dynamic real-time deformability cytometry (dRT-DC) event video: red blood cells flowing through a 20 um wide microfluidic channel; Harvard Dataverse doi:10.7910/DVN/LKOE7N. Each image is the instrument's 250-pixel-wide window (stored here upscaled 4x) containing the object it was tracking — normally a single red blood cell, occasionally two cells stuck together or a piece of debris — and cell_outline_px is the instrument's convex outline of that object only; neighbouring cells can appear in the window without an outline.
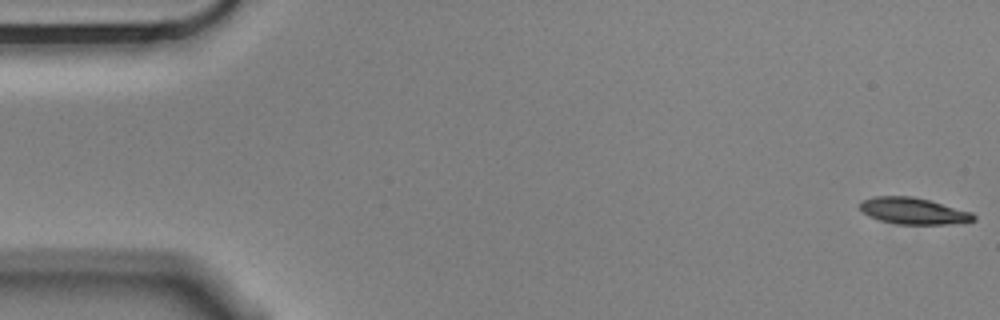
{"species": "Egyptian fruit bat (a non-hibernating species)", "species_latin": "Rousettus aegyptiacus", "temperature_condition": "cold", "stored_images_in_passage": 56, "camera_frame_rate_fps": 3000, "um_per_image_px": 0.085, "animal": {"sex": "male"}, "frame": {"image": 1, "passage_image": 1, "time_ms": 0.0, "image_size_px": [1000, 320], "cell_outline_px": [[976, 220], [948, 224], [896, 224], [880, 220], [868, 216], [860, 208], [860, 204], [864, 200], [872, 196], [912, 196], [928, 200], [972, 212], [976, 216]], "centroid_in_image_um": [77.63, 17.93], "position_along_channel_um": 7.4, "area_um2": 17.4}}
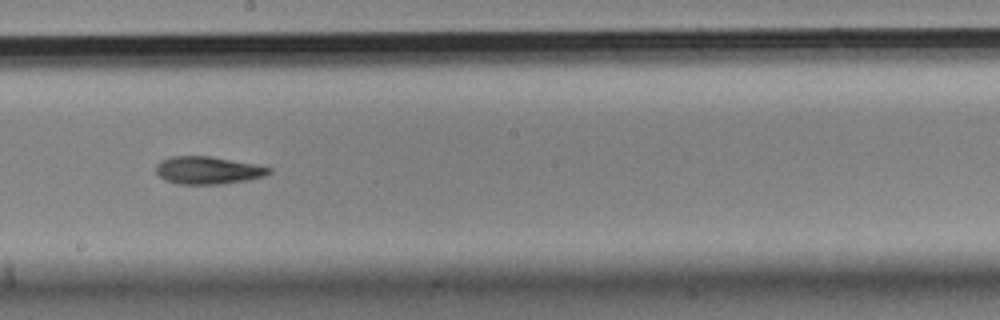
{"frame": {"image": 2, "passage_image": 31, "time_ms": 10.0, "image_size_px": [1000, 320], "cell_outline_px": [[272, 172], [264, 176], [248, 180], [220, 184], [176, 184], [164, 180], [156, 172], [156, 164], [160, 160], [172, 156], [208, 156], [252, 164], [272, 168]], "centroid_in_image_um": [17.63, 14.48], "position_along_channel_um": 230.6, "area_um2": 18.09}}
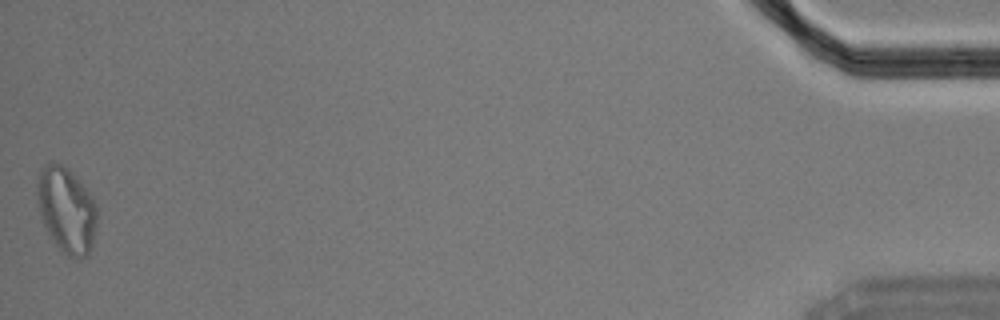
{"frame": {"image": 3, "passage_image": 56, "time_ms": 18.333, "image_size_px": [1000, 320], "cell_outline_px": [[96, 220], [92, 248], [88, 256], [68, 256], [60, 252], [48, 236], [40, 216], [36, 204], [36, 184], [40, 172], [44, 164], [60, 164], [68, 168], [72, 172], [92, 196], [96, 204]], "centroid_in_image_um": [5.62, 17.87], "position_along_channel_um": 429.6, "area_um2": 30.17}, "authors_computed_cell_mechanics": {"area_um2": 18.5249, "velocity_mm_per_s": 3.5514, "shape_relaxation_time_tau1_ms": 5.4429, "shape_relaxation_time_tau2_ms": 7.5027, "deformation_change_tau1": 0.1735, "deformation_change_tau2": 0.1568}}